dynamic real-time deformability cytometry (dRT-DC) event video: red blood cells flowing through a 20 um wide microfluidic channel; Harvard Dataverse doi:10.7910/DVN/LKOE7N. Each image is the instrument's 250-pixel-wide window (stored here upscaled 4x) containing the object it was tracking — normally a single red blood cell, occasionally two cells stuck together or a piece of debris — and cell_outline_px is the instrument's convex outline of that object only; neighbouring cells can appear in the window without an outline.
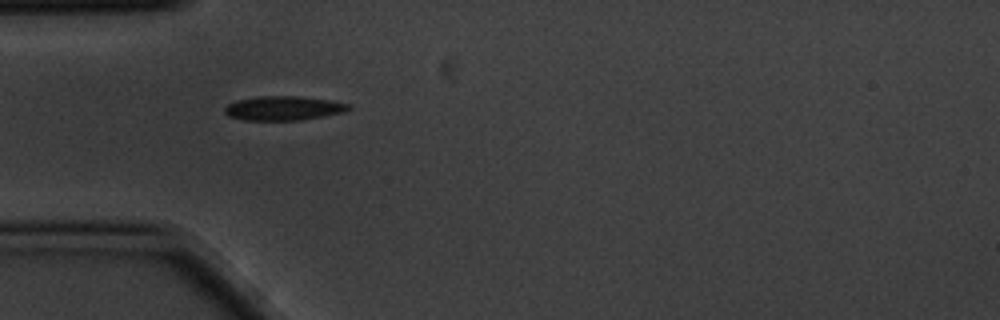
{"species": "common noctule bat (a hibernating species)", "species_latin": "Nyctalus noctula", "temperature_condition": "cold", "stored_images_in_passage": 2, "camera_frame_rate_fps": 3000, "um_per_image_px": 0.085, "animal": {"sex": "male", "body_mass_g": 20.1, "forearm_length_mm": 53.5}, "frame": {"image": 1, "passage_image": 1, "time_ms": 0.0, "image_size_px": [1000, 320], "cell_outline_px": [[352, 108], [344, 112], [300, 120], [244, 120], [228, 116], [224, 112], [224, 108], [228, 104], [236, 100], [260, 96], [300, 96], [328, 100], [352, 104]], "centroid_in_image_um": [24.1, 9.19], "position_along_channel_um": 60.9, "area_um2": 17.51}}